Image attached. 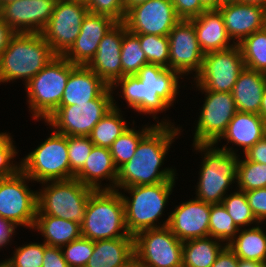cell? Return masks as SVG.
<instances>
[{"instance_id":"obj_1","label":"cell","mask_w":266,"mask_h":267,"mask_svg":"<svg viewBox=\"0 0 266 267\" xmlns=\"http://www.w3.org/2000/svg\"><path fill=\"white\" fill-rule=\"evenodd\" d=\"M180 130L167 120L157 122L140 140L132 158L118 169L116 188L175 182L174 169L159 168Z\"/></svg>"},{"instance_id":"obj_2","label":"cell","mask_w":266,"mask_h":267,"mask_svg":"<svg viewBox=\"0 0 266 267\" xmlns=\"http://www.w3.org/2000/svg\"><path fill=\"white\" fill-rule=\"evenodd\" d=\"M178 78L182 77L176 71L148 63L136 75L118 79L111 89L120 84L128 106L140 113L154 115L155 120L158 112L173 105L179 93Z\"/></svg>"},{"instance_id":"obj_3","label":"cell","mask_w":266,"mask_h":267,"mask_svg":"<svg viewBox=\"0 0 266 267\" xmlns=\"http://www.w3.org/2000/svg\"><path fill=\"white\" fill-rule=\"evenodd\" d=\"M57 55L41 33H16L0 55V83L25 79V84Z\"/></svg>"},{"instance_id":"obj_4","label":"cell","mask_w":266,"mask_h":267,"mask_svg":"<svg viewBox=\"0 0 266 267\" xmlns=\"http://www.w3.org/2000/svg\"><path fill=\"white\" fill-rule=\"evenodd\" d=\"M118 191L94 190L91 193L80 224L82 237L92 241L134 237L128 233L124 202Z\"/></svg>"},{"instance_id":"obj_5","label":"cell","mask_w":266,"mask_h":267,"mask_svg":"<svg viewBox=\"0 0 266 267\" xmlns=\"http://www.w3.org/2000/svg\"><path fill=\"white\" fill-rule=\"evenodd\" d=\"M195 150L206 152L200 168L196 199L209 204H220L228 187L237 180L238 156L226 145L221 149L214 144H193Z\"/></svg>"},{"instance_id":"obj_6","label":"cell","mask_w":266,"mask_h":267,"mask_svg":"<svg viewBox=\"0 0 266 267\" xmlns=\"http://www.w3.org/2000/svg\"><path fill=\"white\" fill-rule=\"evenodd\" d=\"M75 65L57 55L26 84L29 108L35 119L46 121L60 106L67 80Z\"/></svg>"},{"instance_id":"obj_7","label":"cell","mask_w":266,"mask_h":267,"mask_svg":"<svg viewBox=\"0 0 266 267\" xmlns=\"http://www.w3.org/2000/svg\"><path fill=\"white\" fill-rule=\"evenodd\" d=\"M175 182H160L153 185H140L121 188L128 191L130 198L121 193L125 222L128 233L135 236L138 232L163 227L155 224L162 216L163 209L172 193Z\"/></svg>"},{"instance_id":"obj_8","label":"cell","mask_w":266,"mask_h":267,"mask_svg":"<svg viewBox=\"0 0 266 267\" xmlns=\"http://www.w3.org/2000/svg\"><path fill=\"white\" fill-rule=\"evenodd\" d=\"M42 184L45 187L37 192L36 215L55 216L79 224L83 222L93 188L83 185L76 178Z\"/></svg>"},{"instance_id":"obj_9","label":"cell","mask_w":266,"mask_h":267,"mask_svg":"<svg viewBox=\"0 0 266 267\" xmlns=\"http://www.w3.org/2000/svg\"><path fill=\"white\" fill-rule=\"evenodd\" d=\"M21 170L40 183L70 179L68 136L53 132L20 162Z\"/></svg>"},{"instance_id":"obj_10","label":"cell","mask_w":266,"mask_h":267,"mask_svg":"<svg viewBox=\"0 0 266 267\" xmlns=\"http://www.w3.org/2000/svg\"><path fill=\"white\" fill-rule=\"evenodd\" d=\"M112 91L109 87L88 103L59 106L45 122L56 129L53 131L66 136H89L94 126L114 107Z\"/></svg>"},{"instance_id":"obj_11","label":"cell","mask_w":266,"mask_h":267,"mask_svg":"<svg viewBox=\"0 0 266 267\" xmlns=\"http://www.w3.org/2000/svg\"><path fill=\"white\" fill-rule=\"evenodd\" d=\"M183 242L168 226L146 229L134 236L135 261L142 267H182Z\"/></svg>"},{"instance_id":"obj_12","label":"cell","mask_w":266,"mask_h":267,"mask_svg":"<svg viewBox=\"0 0 266 267\" xmlns=\"http://www.w3.org/2000/svg\"><path fill=\"white\" fill-rule=\"evenodd\" d=\"M245 68L238 44L204 54L202 67L194 76L199 90L231 93L240 72Z\"/></svg>"},{"instance_id":"obj_13","label":"cell","mask_w":266,"mask_h":267,"mask_svg":"<svg viewBox=\"0 0 266 267\" xmlns=\"http://www.w3.org/2000/svg\"><path fill=\"white\" fill-rule=\"evenodd\" d=\"M30 178L19 170L15 175L0 178V217L16 226L33 229L37 213V191L29 189Z\"/></svg>"},{"instance_id":"obj_14","label":"cell","mask_w":266,"mask_h":267,"mask_svg":"<svg viewBox=\"0 0 266 267\" xmlns=\"http://www.w3.org/2000/svg\"><path fill=\"white\" fill-rule=\"evenodd\" d=\"M88 13L83 0H57L52 16L41 32L56 55L63 56L74 44Z\"/></svg>"},{"instance_id":"obj_15","label":"cell","mask_w":266,"mask_h":267,"mask_svg":"<svg viewBox=\"0 0 266 267\" xmlns=\"http://www.w3.org/2000/svg\"><path fill=\"white\" fill-rule=\"evenodd\" d=\"M201 91L207 97L195 127L193 144H214L226 131L237 109L232 93Z\"/></svg>"},{"instance_id":"obj_16","label":"cell","mask_w":266,"mask_h":267,"mask_svg":"<svg viewBox=\"0 0 266 267\" xmlns=\"http://www.w3.org/2000/svg\"><path fill=\"white\" fill-rule=\"evenodd\" d=\"M180 20L170 0H148L131 7L123 23L133 34L168 36Z\"/></svg>"},{"instance_id":"obj_17","label":"cell","mask_w":266,"mask_h":267,"mask_svg":"<svg viewBox=\"0 0 266 267\" xmlns=\"http://www.w3.org/2000/svg\"><path fill=\"white\" fill-rule=\"evenodd\" d=\"M169 38V69L179 75L195 71L202 67V52L194 25L191 20L181 19L168 34ZM188 73V74H187Z\"/></svg>"},{"instance_id":"obj_18","label":"cell","mask_w":266,"mask_h":267,"mask_svg":"<svg viewBox=\"0 0 266 267\" xmlns=\"http://www.w3.org/2000/svg\"><path fill=\"white\" fill-rule=\"evenodd\" d=\"M57 0H16L0 6V17L16 33H41Z\"/></svg>"},{"instance_id":"obj_19","label":"cell","mask_w":266,"mask_h":267,"mask_svg":"<svg viewBox=\"0 0 266 267\" xmlns=\"http://www.w3.org/2000/svg\"><path fill=\"white\" fill-rule=\"evenodd\" d=\"M211 204L193 199L182 202L163 222L182 242L209 236Z\"/></svg>"},{"instance_id":"obj_20","label":"cell","mask_w":266,"mask_h":267,"mask_svg":"<svg viewBox=\"0 0 266 267\" xmlns=\"http://www.w3.org/2000/svg\"><path fill=\"white\" fill-rule=\"evenodd\" d=\"M117 23L110 16L88 13L74 44L63 56L74 65L87 66L95 56L102 38Z\"/></svg>"},{"instance_id":"obj_21","label":"cell","mask_w":266,"mask_h":267,"mask_svg":"<svg viewBox=\"0 0 266 267\" xmlns=\"http://www.w3.org/2000/svg\"><path fill=\"white\" fill-rule=\"evenodd\" d=\"M127 31L123 22L112 27L100 41L95 56L87 65L109 87L122 78L121 45Z\"/></svg>"},{"instance_id":"obj_22","label":"cell","mask_w":266,"mask_h":267,"mask_svg":"<svg viewBox=\"0 0 266 267\" xmlns=\"http://www.w3.org/2000/svg\"><path fill=\"white\" fill-rule=\"evenodd\" d=\"M223 15L226 32L234 44L266 26V9L245 3L227 4L218 8Z\"/></svg>"},{"instance_id":"obj_23","label":"cell","mask_w":266,"mask_h":267,"mask_svg":"<svg viewBox=\"0 0 266 267\" xmlns=\"http://www.w3.org/2000/svg\"><path fill=\"white\" fill-rule=\"evenodd\" d=\"M108 88L88 66L75 65L67 80L60 106L88 103L100 97Z\"/></svg>"},{"instance_id":"obj_24","label":"cell","mask_w":266,"mask_h":267,"mask_svg":"<svg viewBox=\"0 0 266 267\" xmlns=\"http://www.w3.org/2000/svg\"><path fill=\"white\" fill-rule=\"evenodd\" d=\"M118 169L114 163L109 148L93 146L83 168L74 176L83 185L94 190H116ZM112 181L108 187H101V180ZM100 180V181H99Z\"/></svg>"},{"instance_id":"obj_25","label":"cell","mask_w":266,"mask_h":267,"mask_svg":"<svg viewBox=\"0 0 266 267\" xmlns=\"http://www.w3.org/2000/svg\"><path fill=\"white\" fill-rule=\"evenodd\" d=\"M194 25L199 46L204 54L231 48L224 18L219 9L205 10L190 19Z\"/></svg>"},{"instance_id":"obj_26","label":"cell","mask_w":266,"mask_h":267,"mask_svg":"<svg viewBox=\"0 0 266 267\" xmlns=\"http://www.w3.org/2000/svg\"><path fill=\"white\" fill-rule=\"evenodd\" d=\"M135 261L134 237L94 241V250L85 267H128Z\"/></svg>"},{"instance_id":"obj_27","label":"cell","mask_w":266,"mask_h":267,"mask_svg":"<svg viewBox=\"0 0 266 267\" xmlns=\"http://www.w3.org/2000/svg\"><path fill=\"white\" fill-rule=\"evenodd\" d=\"M265 136L266 121L259 114L237 111L227 125L226 131L214 145L225 138L228 143L241 146L243 152H246Z\"/></svg>"},{"instance_id":"obj_28","label":"cell","mask_w":266,"mask_h":267,"mask_svg":"<svg viewBox=\"0 0 266 267\" xmlns=\"http://www.w3.org/2000/svg\"><path fill=\"white\" fill-rule=\"evenodd\" d=\"M265 88L266 73L245 67L231 92L237 111L259 114Z\"/></svg>"},{"instance_id":"obj_29","label":"cell","mask_w":266,"mask_h":267,"mask_svg":"<svg viewBox=\"0 0 266 267\" xmlns=\"http://www.w3.org/2000/svg\"><path fill=\"white\" fill-rule=\"evenodd\" d=\"M33 229L40 231L48 246L62 247L81 237L78 222L50 215H36Z\"/></svg>"},{"instance_id":"obj_30","label":"cell","mask_w":266,"mask_h":267,"mask_svg":"<svg viewBox=\"0 0 266 267\" xmlns=\"http://www.w3.org/2000/svg\"><path fill=\"white\" fill-rule=\"evenodd\" d=\"M220 242L210 236L184 241L182 267H211L217 255L226 246Z\"/></svg>"},{"instance_id":"obj_31","label":"cell","mask_w":266,"mask_h":267,"mask_svg":"<svg viewBox=\"0 0 266 267\" xmlns=\"http://www.w3.org/2000/svg\"><path fill=\"white\" fill-rule=\"evenodd\" d=\"M239 235L228 244V247L239 259L258 261L266 264V232L256 226L241 229Z\"/></svg>"},{"instance_id":"obj_32","label":"cell","mask_w":266,"mask_h":267,"mask_svg":"<svg viewBox=\"0 0 266 267\" xmlns=\"http://www.w3.org/2000/svg\"><path fill=\"white\" fill-rule=\"evenodd\" d=\"M116 102L113 108L105 114L92 129L89 138L95 146L110 148L113 142L123 134L128 125L125 123Z\"/></svg>"},{"instance_id":"obj_33","label":"cell","mask_w":266,"mask_h":267,"mask_svg":"<svg viewBox=\"0 0 266 267\" xmlns=\"http://www.w3.org/2000/svg\"><path fill=\"white\" fill-rule=\"evenodd\" d=\"M246 68L266 73V26L239 44Z\"/></svg>"},{"instance_id":"obj_34","label":"cell","mask_w":266,"mask_h":267,"mask_svg":"<svg viewBox=\"0 0 266 267\" xmlns=\"http://www.w3.org/2000/svg\"><path fill=\"white\" fill-rule=\"evenodd\" d=\"M146 64L147 58L140 47L139 38L127 31L121 45L122 77L136 75Z\"/></svg>"},{"instance_id":"obj_35","label":"cell","mask_w":266,"mask_h":267,"mask_svg":"<svg viewBox=\"0 0 266 267\" xmlns=\"http://www.w3.org/2000/svg\"><path fill=\"white\" fill-rule=\"evenodd\" d=\"M155 125L142 128L137 131L129 128L121 134L111 145L110 153L113 157L114 163L119 169L122 165L128 162L134 155L140 140L154 127Z\"/></svg>"},{"instance_id":"obj_36","label":"cell","mask_w":266,"mask_h":267,"mask_svg":"<svg viewBox=\"0 0 266 267\" xmlns=\"http://www.w3.org/2000/svg\"><path fill=\"white\" fill-rule=\"evenodd\" d=\"M240 229L235 225L233 219L222 203L211 204L209 217V236L227 242L228 245L238 234Z\"/></svg>"},{"instance_id":"obj_37","label":"cell","mask_w":266,"mask_h":267,"mask_svg":"<svg viewBox=\"0 0 266 267\" xmlns=\"http://www.w3.org/2000/svg\"><path fill=\"white\" fill-rule=\"evenodd\" d=\"M237 184L239 190L247 192L266 187V164L247 160H238Z\"/></svg>"},{"instance_id":"obj_38","label":"cell","mask_w":266,"mask_h":267,"mask_svg":"<svg viewBox=\"0 0 266 267\" xmlns=\"http://www.w3.org/2000/svg\"><path fill=\"white\" fill-rule=\"evenodd\" d=\"M147 62L169 69V38L153 34H135Z\"/></svg>"},{"instance_id":"obj_39","label":"cell","mask_w":266,"mask_h":267,"mask_svg":"<svg viewBox=\"0 0 266 267\" xmlns=\"http://www.w3.org/2000/svg\"><path fill=\"white\" fill-rule=\"evenodd\" d=\"M222 204L233 219L235 225L241 229L243 226H249V224H260L256 217L254 216L248 200L246 193L244 191L238 190L227 195L222 200Z\"/></svg>"},{"instance_id":"obj_40","label":"cell","mask_w":266,"mask_h":267,"mask_svg":"<svg viewBox=\"0 0 266 267\" xmlns=\"http://www.w3.org/2000/svg\"><path fill=\"white\" fill-rule=\"evenodd\" d=\"M93 146L89 136H68L70 179L83 168Z\"/></svg>"},{"instance_id":"obj_41","label":"cell","mask_w":266,"mask_h":267,"mask_svg":"<svg viewBox=\"0 0 266 267\" xmlns=\"http://www.w3.org/2000/svg\"><path fill=\"white\" fill-rule=\"evenodd\" d=\"M47 245L43 242L29 243L22 247L16 248L14 256L10 257L5 262L8 267H42L44 248Z\"/></svg>"},{"instance_id":"obj_42","label":"cell","mask_w":266,"mask_h":267,"mask_svg":"<svg viewBox=\"0 0 266 267\" xmlns=\"http://www.w3.org/2000/svg\"><path fill=\"white\" fill-rule=\"evenodd\" d=\"M61 248L69 267H85L93 254L94 241L81 236Z\"/></svg>"},{"instance_id":"obj_43","label":"cell","mask_w":266,"mask_h":267,"mask_svg":"<svg viewBox=\"0 0 266 267\" xmlns=\"http://www.w3.org/2000/svg\"><path fill=\"white\" fill-rule=\"evenodd\" d=\"M13 142L9 133H0V178L13 176L21 170V165L11 162L17 154Z\"/></svg>"},{"instance_id":"obj_44","label":"cell","mask_w":266,"mask_h":267,"mask_svg":"<svg viewBox=\"0 0 266 267\" xmlns=\"http://www.w3.org/2000/svg\"><path fill=\"white\" fill-rule=\"evenodd\" d=\"M89 13L107 15L117 22H124L126 9L123 0H83Z\"/></svg>"},{"instance_id":"obj_45","label":"cell","mask_w":266,"mask_h":267,"mask_svg":"<svg viewBox=\"0 0 266 267\" xmlns=\"http://www.w3.org/2000/svg\"><path fill=\"white\" fill-rule=\"evenodd\" d=\"M249 206L259 223L266 220V187L245 192Z\"/></svg>"},{"instance_id":"obj_46","label":"cell","mask_w":266,"mask_h":267,"mask_svg":"<svg viewBox=\"0 0 266 267\" xmlns=\"http://www.w3.org/2000/svg\"><path fill=\"white\" fill-rule=\"evenodd\" d=\"M180 19L190 20L207 10L200 0H170Z\"/></svg>"},{"instance_id":"obj_47","label":"cell","mask_w":266,"mask_h":267,"mask_svg":"<svg viewBox=\"0 0 266 267\" xmlns=\"http://www.w3.org/2000/svg\"><path fill=\"white\" fill-rule=\"evenodd\" d=\"M42 267H69L64 259L62 248L47 245L44 248Z\"/></svg>"},{"instance_id":"obj_48","label":"cell","mask_w":266,"mask_h":267,"mask_svg":"<svg viewBox=\"0 0 266 267\" xmlns=\"http://www.w3.org/2000/svg\"><path fill=\"white\" fill-rule=\"evenodd\" d=\"M247 160L266 164V136L244 152Z\"/></svg>"},{"instance_id":"obj_49","label":"cell","mask_w":266,"mask_h":267,"mask_svg":"<svg viewBox=\"0 0 266 267\" xmlns=\"http://www.w3.org/2000/svg\"><path fill=\"white\" fill-rule=\"evenodd\" d=\"M238 259L235 253L226 245L217 255L211 267H237Z\"/></svg>"},{"instance_id":"obj_50","label":"cell","mask_w":266,"mask_h":267,"mask_svg":"<svg viewBox=\"0 0 266 267\" xmlns=\"http://www.w3.org/2000/svg\"><path fill=\"white\" fill-rule=\"evenodd\" d=\"M17 226L14 225L11 221L5 220L0 217V247L7 245L14 235L15 228Z\"/></svg>"},{"instance_id":"obj_51","label":"cell","mask_w":266,"mask_h":267,"mask_svg":"<svg viewBox=\"0 0 266 267\" xmlns=\"http://www.w3.org/2000/svg\"><path fill=\"white\" fill-rule=\"evenodd\" d=\"M16 34V32L7 25L0 17V55L6 49L10 39Z\"/></svg>"},{"instance_id":"obj_52","label":"cell","mask_w":266,"mask_h":267,"mask_svg":"<svg viewBox=\"0 0 266 267\" xmlns=\"http://www.w3.org/2000/svg\"><path fill=\"white\" fill-rule=\"evenodd\" d=\"M237 267H266V264L258 261L238 259Z\"/></svg>"},{"instance_id":"obj_53","label":"cell","mask_w":266,"mask_h":267,"mask_svg":"<svg viewBox=\"0 0 266 267\" xmlns=\"http://www.w3.org/2000/svg\"><path fill=\"white\" fill-rule=\"evenodd\" d=\"M200 2L207 10L219 8V0H200Z\"/></svg>"},{"instance_id":"obj_54","label":"cell","mask_w":266,"mask_h":267,"mask_svg":"<svg viewBox=\"0 0 266 267\" xmlns=\"http://www.w3.org/2000/svg\"><path fill=\"white\" fill-rule=\"evenodd\" d=\"M259 115L266 121V88L264 89L263 92V98L261 101V108Z\"/></svg>"},{"instance_id":"obj_55","label":"cell","mask_w":266,"mask_h":267,"mask_svg":"<svg viewBox=\"0 0 266 267\" xmlns=\"http://www.w3.org/2000/svg\"><path fill=\"white\" fill-rule=\"evenodd\" d=\"M148 0H123L124 2V6H125V9H126V12L133 6L135 5H138L140 3H144Z\"/></svg>"},{"instance_id":"obj_56","label":"cell","mask_w":266,"mask_h":267,"mask_svg":"<svg viewBox=\"0 0 266 267\" xmlns=\"http://www.w3.org/2000/svg\"><path fill=\"white\" fill-rule=\"evenodd\" d=\"M241 3L258 5L266 9V0H241Z\"/></svg>"},{"instance_id":"obj_57","label":"cell","mask_w":266,"mask_h":267,"mask_svg":"<svg viewBox=\"0 0 266 267\" xmlns=\"http://www.w3.org/2000/svg\"><path fill=\"white\" fill-rule=\"evenodd\" d=\"M241 0H219V7L227 5V4H234V3H240Z\"/></svg>"},{"instance_id":"obj_58","label":"cell","mask_w":266,"mask_h":267,"mask_svg":"<svg viewBox=\"0 0 266 267\" xmlns=\"http://www.w3.org/2000/svg\"><path fill=\"white\" fill-rule=\"evenodd\" d=\"M128 267H141L136 261H133Z\"/></svg>"},{"instance_id":"obj_59","label":"cell","mask_w":266,"mask_h":267,"mask_svg":"<svg viewBox=\"0 0 266 267\" xmlns=\"http://www.w3.org/2000/svg\"><path fill=\"white\" fill-rule=\"evenodd\" d=\"M10 1H16V0H0V6Z\"/></svg>"},{"instance_id":"obj_60","label":"cell","mask_w":266,"mask_h":267,"mask_svg":"<svg viewBox=\"0 0 266 267\" xmlns=\"http://www.w3.org/2000/svg\"><path fill=\"white\" fill-rule=\"evenodd\" d=\"M0 267H8V265L5 261H3V262H0Z\"/></svg>"}]
</instances>
